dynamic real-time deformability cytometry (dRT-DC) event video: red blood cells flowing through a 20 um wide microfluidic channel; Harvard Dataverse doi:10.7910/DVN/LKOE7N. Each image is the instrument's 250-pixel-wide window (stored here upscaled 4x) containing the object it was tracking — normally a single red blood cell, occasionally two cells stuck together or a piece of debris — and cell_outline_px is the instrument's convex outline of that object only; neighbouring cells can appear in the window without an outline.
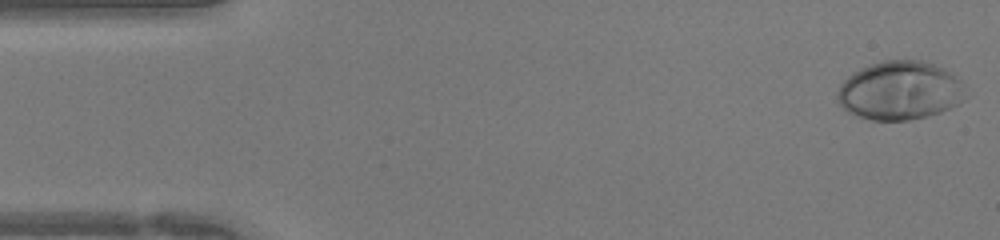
{"species": "human", "species_latin": "Homo sapiens", "temperature_condition": "warm", "stored_images_in_passage": 44, "camera_frame_rate_fps": 3000, "um_per_image_px": 0.085, "donor": {"sex": "female"}, "frame": {"image": 1, "passage_image": 1, "time_ms": 0.0, "image_size_px": [1000, 240], "cell_outline_px": [[964, 100], [960, 104], [940, 112], [908, 120], [872, 120], [848, 112], [836, 100], [836, 92], [840, 84], [848, 76], [860, 68], [884, 60], [920, 60], [944, 68], [960, 80]], "centroid_in_image_um": [76.45, 7.7], "position_along_channel_um": 8.5, "area_um2": 43.52}}
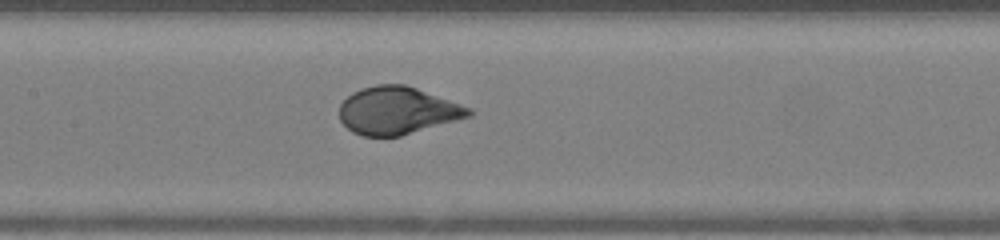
{"frame": {"image": 2, "passage_image": 20, "time_ms": 6.333, "image_size_px": [1000, 240], "cell_outline_px": [[476, 112], [472, 116], [400, 136], [364, 136], [352, 132], [340, 120], [340, 104], [352, 92], [360, 88], [376, 84], [404, 84], [416, 88], [472, 108]], "centroid_in_image_um": [33.79, 9.4], "position_along_channel_um": 173.6, "area_um2": 35.84}}
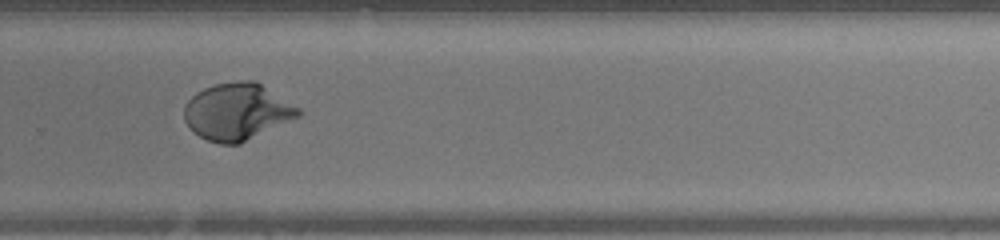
{"frame": {"image": 3, "passage_image": 29, "time_ms": 9.333, "image_size_px": [1000, 240], "cell_outline_px": [[304, 112], [300, 116], [240, 144], [220, 144], [208, 140], [200, 136], [188, 128], [184, 120], [184, 104], [196, 92], [204, 88], [216, 84], [236, 80], [256, 80], [300, 108]], "centroid_in_image_um": [20.16, 9.48], "position_along_channel_um": 309.6, "area_um2": 38.15}}